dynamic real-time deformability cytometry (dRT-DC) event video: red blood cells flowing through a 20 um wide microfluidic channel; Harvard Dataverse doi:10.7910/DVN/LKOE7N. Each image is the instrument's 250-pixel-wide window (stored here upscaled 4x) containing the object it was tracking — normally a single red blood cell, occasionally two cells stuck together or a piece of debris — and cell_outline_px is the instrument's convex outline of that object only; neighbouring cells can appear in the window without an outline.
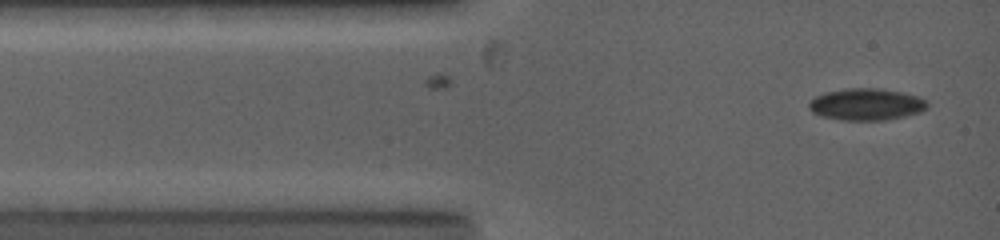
{"species": "common noctule bat (a hibernating species)", "species_latin": "Nyctalus noctula", "temperature_condition": "warm", "stored_images_in_passage": 2, "camera_frame_rate_fps": 5000, "um_per_image_px": 0.085, "animal": {"sex": "female", "body_mass_g": 19.0, "forearm_length_mm": 53.3}, "frame": {"image": 1, "passage_image": 2, "time_ms": 0.8, "image_size_px": [1000, 240], "cell_outline_px": [[928, 108], [920, 112], [904, 116], [884, 120], [840, 120], [820, 116], [812, 112], [808, 108], [808, 104], [816, 96], [824, 92], [844, 88], [880, 88], [904, 92], [928, 100]], "centroid_in_image_um": [73.64, 8.86], "position_along_channel_um": 11.4, "area_um2": 22.2}}